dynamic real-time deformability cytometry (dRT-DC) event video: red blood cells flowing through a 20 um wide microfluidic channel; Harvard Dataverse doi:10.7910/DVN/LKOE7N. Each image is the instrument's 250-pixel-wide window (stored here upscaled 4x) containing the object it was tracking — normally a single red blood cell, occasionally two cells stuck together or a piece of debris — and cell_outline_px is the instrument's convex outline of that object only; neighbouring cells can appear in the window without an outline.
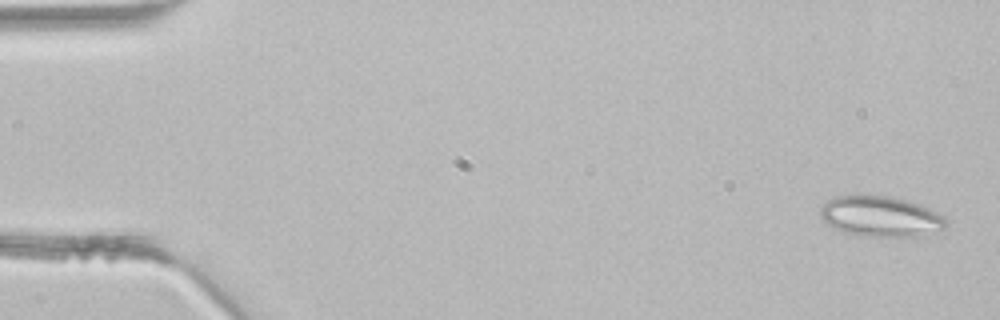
{"species": "common noctule bat (a hibernating species)", "species_latin": "Nyctalus noctula", "temperature_condition": "room temperature", "stored_images_in_passage": 42, "camera_frame_rate_fps": 3000, "um_per_image_px": 0.085, "animal": {"sex": "male", "body_mass_g": 21.5, "forearm_length_mm": 52.0}, "frame": {"image": 1, "passage_image": 1, "time_ms": 0.0, "image_size_px": [1000, 320], "cell_outline_px": [[948, 224], [944, 228], [924, 236], [864, 236], [844, 232], [828, 224], [820, 216], [820, 208], [828, 200], [836, 196], [856, 192], [888, 196], [920, 204], [944, 216]], "centroid_in_image_um": [74.83, 18.36], "position_along_channel_um": 10.2, "area_um2": 30.11}}
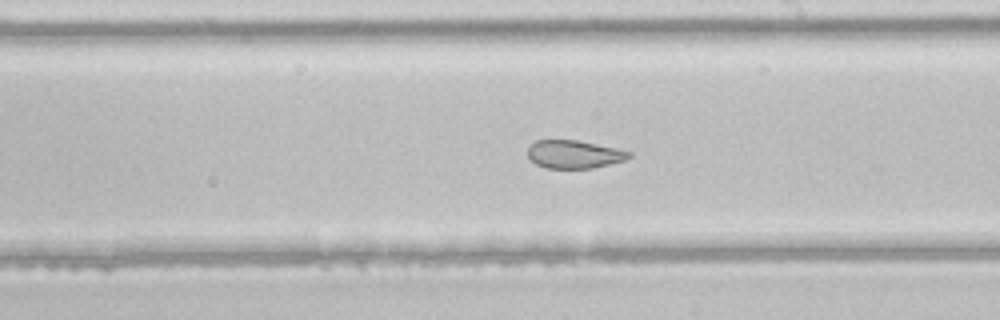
{"frame": {"image": 2, "passage_image": 24, "time_ms": 7.667, "image_size_px": [1000, 320], "cell_outline_px": [[632, 156], [624, 160], [592, 168], [544, 168], [536, 164], [528, 156], [528, 148], [536, 140], [576, 140], [616, 148], [632, 152]], "centroid_in_image_um": [48.79, 13.11], "position_along_channel_um": 240.2, "area_um2": 16.42}}
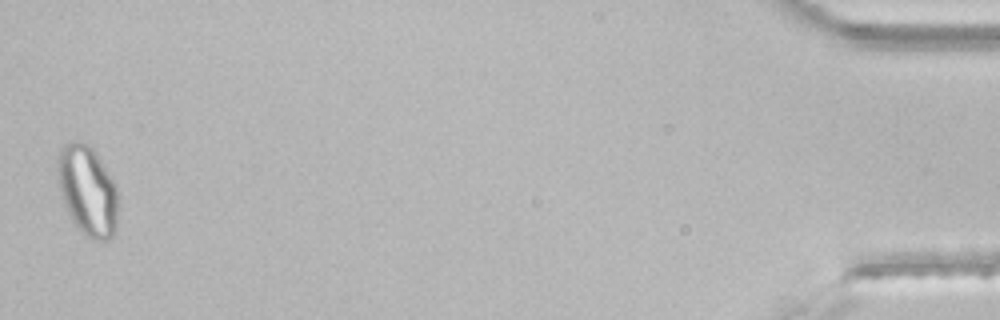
{"frame": {"image": 3, "passage_image": 42, "time_ms": 13.667, "image_size_px": [1000, 320], "cell_outline_px": [[116, 232], [108, 240], [92, 240], [84, 236], [72, 220], [64, 204], [60, 192], [56, 168], [60, 148], [68, 140], [80, 140], [88, 144], [96, 152], [116, 184]], "centroid_in_image_um": [7.42, 16.18], "position_along_channel_um": 427.8, "area_um2": 32.02}}